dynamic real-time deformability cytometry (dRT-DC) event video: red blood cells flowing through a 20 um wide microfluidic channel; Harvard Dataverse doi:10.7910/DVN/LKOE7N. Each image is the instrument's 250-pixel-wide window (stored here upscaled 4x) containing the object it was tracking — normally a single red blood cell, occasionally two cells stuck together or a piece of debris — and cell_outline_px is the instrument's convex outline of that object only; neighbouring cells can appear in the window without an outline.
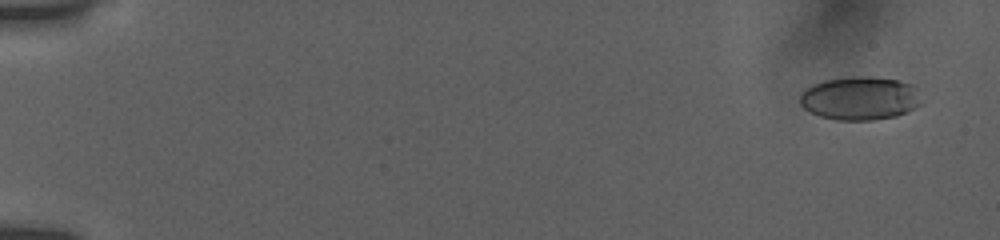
{"species": "human", "species_latin": "Homo sapiens", "temperature_condition": "room temperature", "stored_images_in_passage": 55, "camera_frame_rate_fps": 3000, "um_per_image_px": 0.085, "donor": {"sex": "female"}, "frame": {"image": 1, "passage_image": 3, "time_ms": 0.667, "image_size_px": [1000, 240], "cell_outline_px": [[920, 104], [916, 108], [908, 112], [896, 116], [872, 120], [836, 120], [820, 116], [804, 108], [800, 104], [800, 96], [808, 88], [824, 80], [852, 76], [868, 76], [900, 80], [912, 84], [916, 88]], "centroid_in_image_um": [73.13, 8.35], "position_along_channel_um": 11.9, "area_um2": 30.63}}
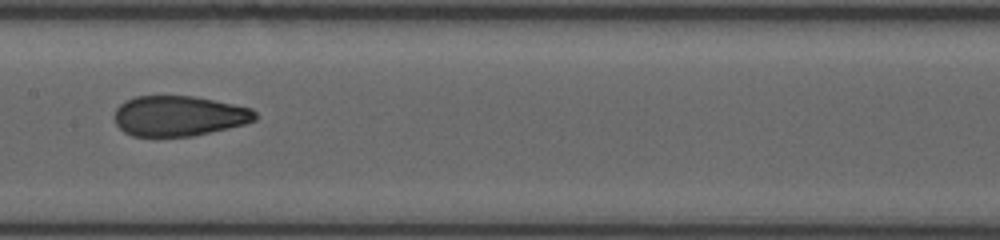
{"frame": {"image": 2, "passage_image": 30, "time_ms": 9.667, "image_size_px": [1000, 240], "cell_outline_px": [[256, 120], [244, 124], [228, 128], [192, 136], [132, 136], [124, 132], [116, 124], [116, 108], [124, 100], [136, 96], [192, 96], [252, 108], [256, 112]], "centroid_in_image_um": [15.2, 9.85], "position_along_channel_um": 192.2, "area_um2": 32.83}}
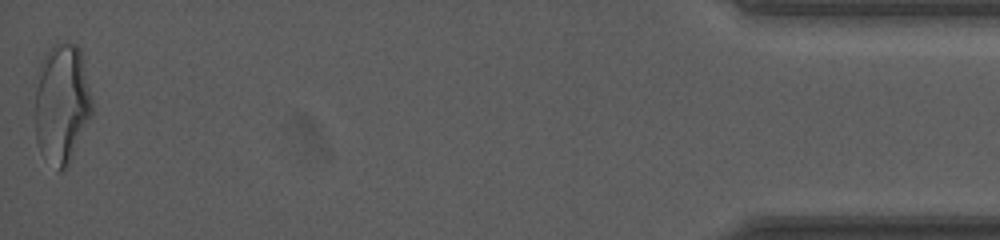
{"frame": {"image": 3, "passage_image": 55, "time_ms": 18.0, "image_size_px": [1000, 240], "cell_outline_px": [[92, 116], [68, 168], [64, 172], [60, 172], [40, 152], [36, 140], [36, 88], [40, 60], [48, 48], [64, 40], [76, 44], [80, 48], [92, 100]], "centroid_in_image_um": [5.27, 8.81], "position_along_channel_um": 429.9, "area_um2": 40.4}, "authors_computed_cell_mechanics": {"area_um2": 33.2928, "velocity_mm_per_s": 3.8486, "shape_relaxation_time_tau1_ms": 9.0454, "shape_relaxation_time_tau2_ms": 1.2245, "deformation_change_tau1": 0.2396, "deformation_change_tau2": 0.0771}}